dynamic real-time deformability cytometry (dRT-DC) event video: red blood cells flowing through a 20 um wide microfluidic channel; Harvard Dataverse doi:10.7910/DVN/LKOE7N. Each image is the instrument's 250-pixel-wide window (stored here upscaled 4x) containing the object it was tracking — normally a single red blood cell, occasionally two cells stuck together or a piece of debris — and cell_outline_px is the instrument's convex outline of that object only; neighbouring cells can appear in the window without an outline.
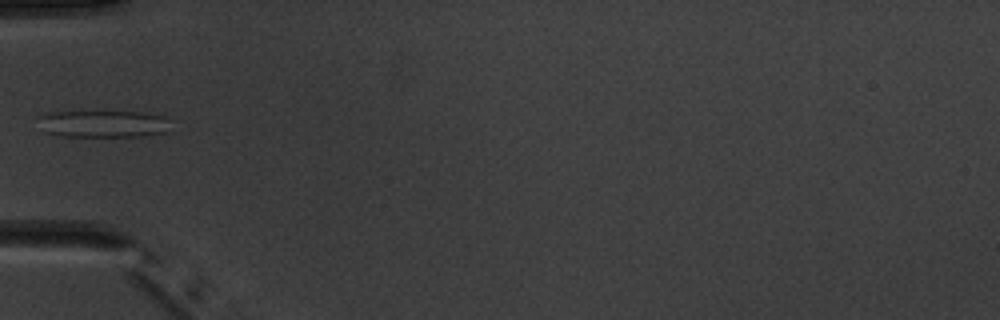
{"species": "common noctule bat (a hibernating species)", "species_latin": "Nyctalus noctula", "temperature_condition": "warm", "stored_images_in_passage": 6, "camera_frame_rate_fps": 3000, "um_per_image_px": 0.085, "animal": {"sex": "male", "body_mass_g": 20.1, "forearm_length_mm": 53.5}, "frame": {"image": 1, "passage_image": 5, "time_ms": 5.667, "image_size_px": [1000, 320], "cell_outline_px": [[172, 132], [140, 136], [64, 136], [44, 132], [36, 116], [48, 112], [144, 112], [160, 116], [172, 120]], "centroid_in_image_um": [8.84, 10.53], "position_along_channel_um": 76.2, "area_um2": 21.21}}
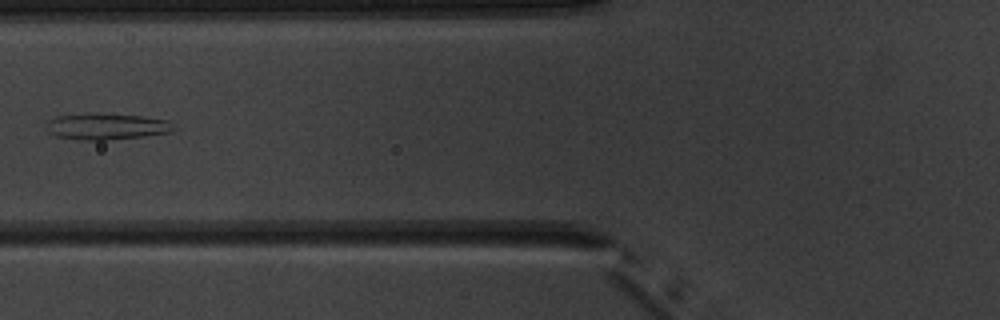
{"frame": {"image": 2, "passage_image": 6, "time_ms": 6.667, "image_size_px": [1000, 320], "cell_outline_px": [[180, 128], [172, 132], [144, 136], [104, 140], [80, 140], [56, 136], [48, 132], [44, 128], [48, 120], [56, 116], [88, 112], [96, 112], [140, 116], [168, 120]], "centroid_in_image_um": [9.05, 10.73], "position_along_channel_um": 116.7, "area_um2": 20.11}}